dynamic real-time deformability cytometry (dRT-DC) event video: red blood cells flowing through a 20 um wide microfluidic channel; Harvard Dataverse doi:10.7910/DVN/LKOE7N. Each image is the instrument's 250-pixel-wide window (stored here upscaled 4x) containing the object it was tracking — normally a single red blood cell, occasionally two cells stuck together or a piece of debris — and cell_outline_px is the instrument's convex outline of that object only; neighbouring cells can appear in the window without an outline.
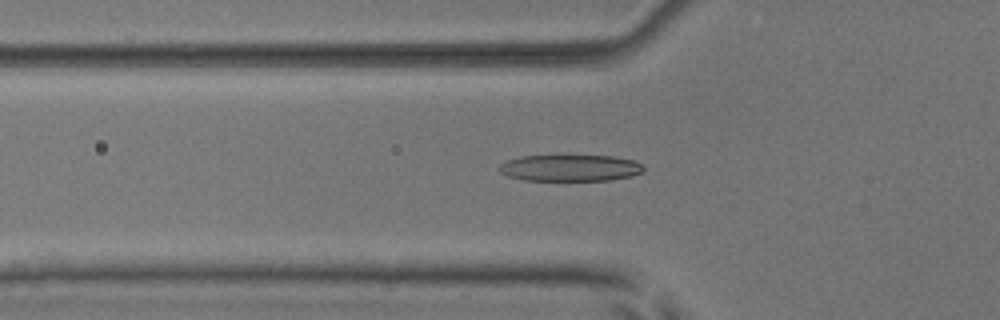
{"species": "common noctule bat (a hibernating species)", "species_latin": "Nyctalus noctula", "temperature_condition": "room temperature", "stored_images_in_passage": 43, "camera_frame_rate_fps": 3000, "um_per_image_px": 0.085, "animal": {"sex": "male", "body_mass_g": 17.9, "forearm_length_mm": 54.2}, "frame": {"image": 1, "passage_image": 13, "time_ms": 4.0, "image_size_px": [1000, 320], "cell_outline_px": [[644, 172], [632, 176], [612, 180], [524, 180], [508, 176], [500, 172], [500, 164], [508, 160], [520, 156], [612, 156], [632, 160], [640, 164], [644, 168]], "centroid_in_image_um": [48.48, 14.28], "position_along_channel_um": 77.3, "area_um2": 22.14}}
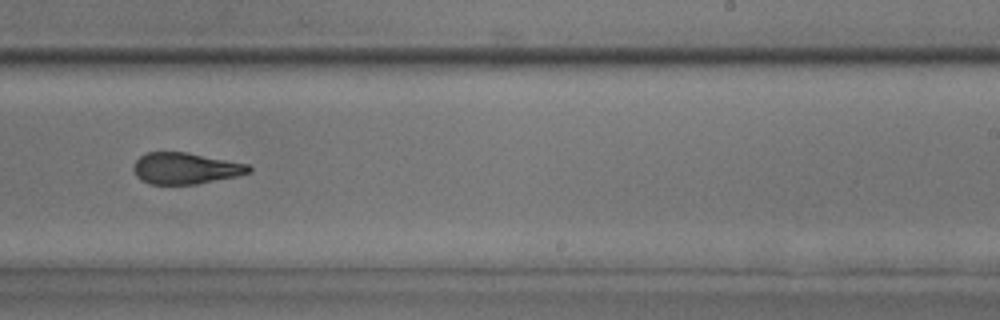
{"frame": {"image": 2, "passage_image": 28, "time_ms": 9.0, "image_size_px": [1000, 320], "cell_outline_px": [[252, 172], [236, 176], [196, 184], [148, 184], [140, 180], [136, 176], [132, 168], [136, 160], [140, 156], [148, 152], [188, 152], [248, 164], [252, 168]], "centroid_in_image_um": [15.75, 14.31], "position_along_channel_um": 273.3, "area_um2": 21.15}}
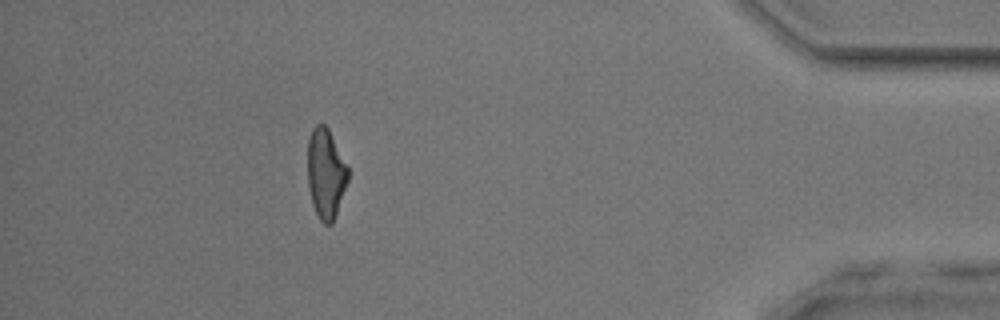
{"frame": {"image": 3, "passage_image": 42, "time_ms": 13.667, "image_size_px": [1000, 320], "cell_outline_px": [[348, 180], [332, 224], [324, 224], [320, 220], [312, 204], [308, 188], [308, 140], [312, 128], [316, 124], [324, 124], [328, 128], [348, 168]], "centroid_in_image_um": [27.67, 14.75], "position_along_channel_um": 407.5, "area_um2": 20.92}}